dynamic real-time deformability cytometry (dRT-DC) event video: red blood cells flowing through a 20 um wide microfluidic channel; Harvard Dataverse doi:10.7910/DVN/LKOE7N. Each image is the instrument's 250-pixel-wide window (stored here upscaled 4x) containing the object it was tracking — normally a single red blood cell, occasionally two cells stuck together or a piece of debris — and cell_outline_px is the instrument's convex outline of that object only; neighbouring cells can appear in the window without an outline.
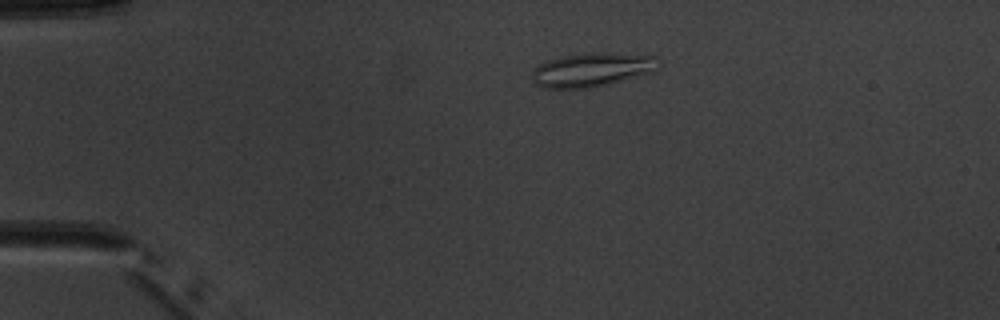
{"species": "common noctule bat (a hibernating species)", "species_latin": "Nyctalus noctula", "temperature_condition": "warm", "stored_images_in_passage": 3, "camera_frame_rate_fps": 3000, "um_per_image_px": 0.085, "animal": {"sex": "male", "body_mass_g": 20.1, "forearm_length_mm": 53.5}, "frame": {"image": 1, "passage_image": 1, "time_ms": 0.0, "image_size_px": [1000, 320], "cell_outline_px": [[656, 68], [652, 72], [608, 84], [588, 88], [544, 88], [536, 84], [532, 80], [532, 72], [540, 64], [548, 60], [564, 56], [604, 52], [612, 52], [656, 56]], "centroid_in_image_um": [50.3, 5.93], "position_along_channel_um": 34.7, "area_um2": 24.57}}
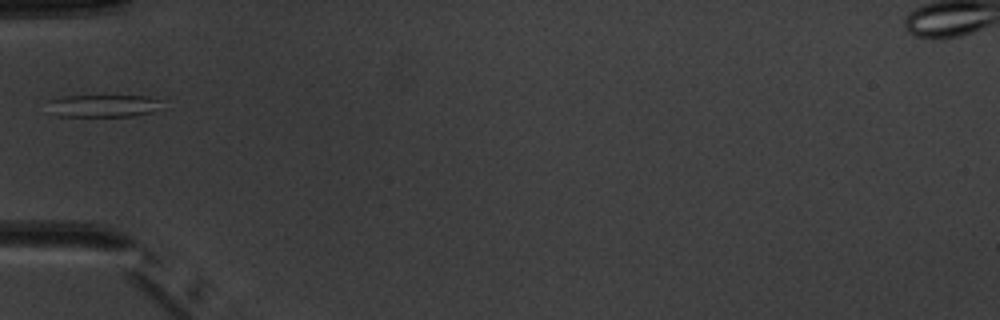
{"frame": {"image": 2, "passage_image": 3, "time_ms": 2.333, "image_size_px": [1000, 320], "cell_outline_px": [[164, 100], [160, 108], [152, 112], [132, 116], [60, 116], [48, 100], [64, 96], [148, 96]], "centroid_in_image_um": [8.95, 8.98], "position_along_channel_um": 76.1, "area_um2": 14.62}}